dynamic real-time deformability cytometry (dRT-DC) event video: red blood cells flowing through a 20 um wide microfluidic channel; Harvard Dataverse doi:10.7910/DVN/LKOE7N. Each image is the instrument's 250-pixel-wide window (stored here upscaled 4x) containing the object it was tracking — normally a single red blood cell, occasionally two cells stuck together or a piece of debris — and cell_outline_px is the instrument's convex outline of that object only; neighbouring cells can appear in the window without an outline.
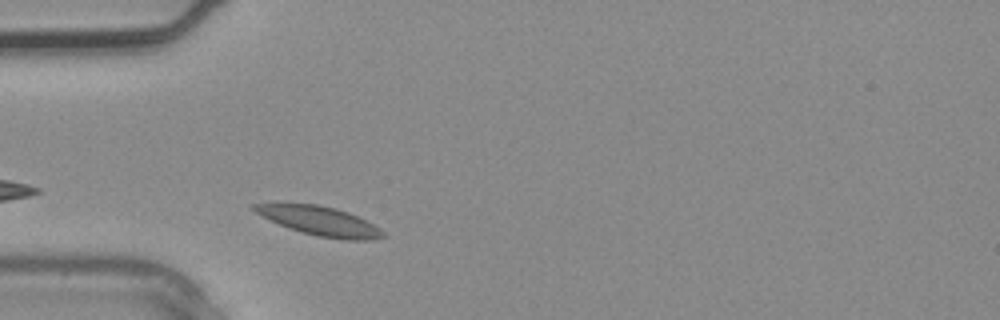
{"species": "common noctule bat (a hibernating species)", "species_latin": "Nyctalus noctula", "temperature_condition": "warm", "stored_images_in_passage": 1, "camera_frame_rate_fps": 3000, "um_per_image_px": 0.085, "animal": {"sex": "male", "body_mass_g": 20.4}, "frame": {"image": 1, "passage_image": 1, "time_ms": 0.0, "image_size_px": [1000, 320], "cell_outline_px": [[384, 236], [372, 240], [344, 240], [316, 236], [288, 228], [256, 212], [252, 208], [252, 204], [276, 200], [316, 204], [336, 208], [348, 212], [380, 228], [384, 232]], "centroid_in_image_um": [27.09, 18.73], "position_along_channel_um": 57.9, "area_um2": 22.31}}